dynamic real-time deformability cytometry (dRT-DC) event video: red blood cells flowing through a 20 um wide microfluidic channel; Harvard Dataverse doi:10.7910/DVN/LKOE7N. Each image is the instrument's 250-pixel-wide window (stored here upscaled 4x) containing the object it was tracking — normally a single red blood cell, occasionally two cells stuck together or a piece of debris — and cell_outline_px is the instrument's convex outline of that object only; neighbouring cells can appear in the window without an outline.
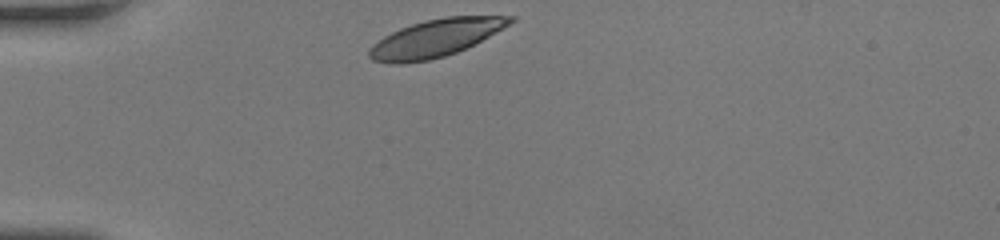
{"species": "human", "species_latin": "Homo sapiens", "temperature_condition": "room temperature", "stored_images_in_passage": 28, "camera_frame_rate_fps": 3000, "um_per_image_px": 0.085, "donor": {"sex": "female"}, "frame": {"image": 1, "passage_image": 1, "time_ms": 0.0, "image_size_px": [1000, 240], "cell_outline_px": [[516, 20], [504, 28], [456, 52], [444, 56], [428, 60], [400, 64], [392, 64], [372, 60], [368, 56], [368, 48], [372, 44], [384, 36], [400, 28], [424, 20], [448, 16], [516, 16]], "centroid_in_image_um": [36.98, 3.24], "position_along_channel_um": 48.0, "area_um2": 30.58}}
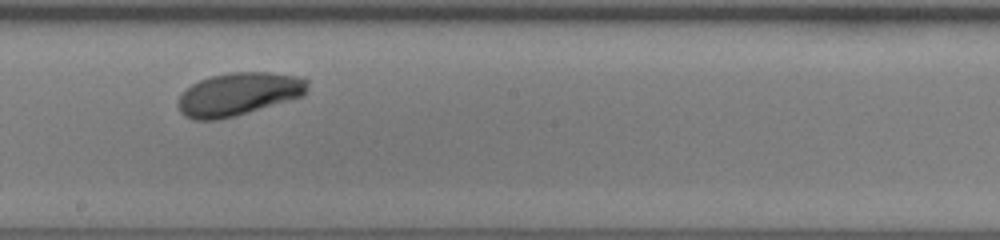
{"frame": {"image": 2, "passage_image": 16, "time_ms": 5.0, "image_size_px": [1000, 240], "cell_outline_px": [[308, 92], [304, 96], [236, 116], [216, 120], [192, 120], [184, 116], [180, 112], [176, 104], [180, 96], [192, 84], [200, 80], [212, 76], [232, 72], [272, 72], [304, 76], [308, 80]], "centroid_in_image_um": [20.32, 8.0], "position_along_channel_um": 227.9, "area_um2": 32.83}}
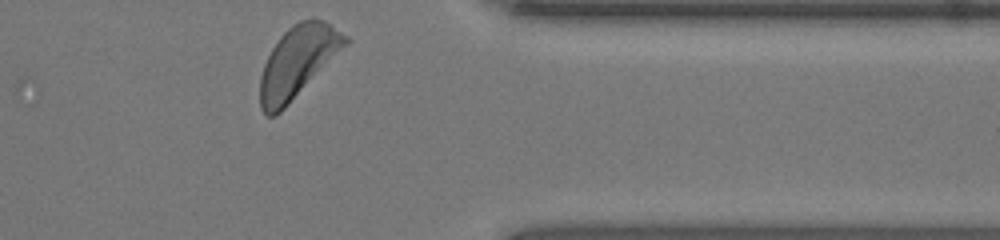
{"frame": {"image": 3, "passage_image": 28, "time_ms": 9.0, "image_size_px": [1000, 240], "cell_outline_px": [[352, 40], [276, 116], [268, 116], [260, 108], [260, 76], [264, 64], [272, 48], [280, 36], [292, 24], [300, 20], [312, 16], [324, 20], [332, 24], [348, 36]], "centroid_in_image_um": [25.33, 5.2], "position_along_channel_um": 386.1, "area_um2": 35.49}, "authors_computed_cell_mechanics": {"area_um2": 32.4258, "velocity_mm_per_s": 4.1911, "shape_relaxation_time_tau1_ms": 2.2874, "shape_relaxation_time_tau2_ms": null, "deformation_change_tau1": 0.126, "deformation_change_tau2": null}}